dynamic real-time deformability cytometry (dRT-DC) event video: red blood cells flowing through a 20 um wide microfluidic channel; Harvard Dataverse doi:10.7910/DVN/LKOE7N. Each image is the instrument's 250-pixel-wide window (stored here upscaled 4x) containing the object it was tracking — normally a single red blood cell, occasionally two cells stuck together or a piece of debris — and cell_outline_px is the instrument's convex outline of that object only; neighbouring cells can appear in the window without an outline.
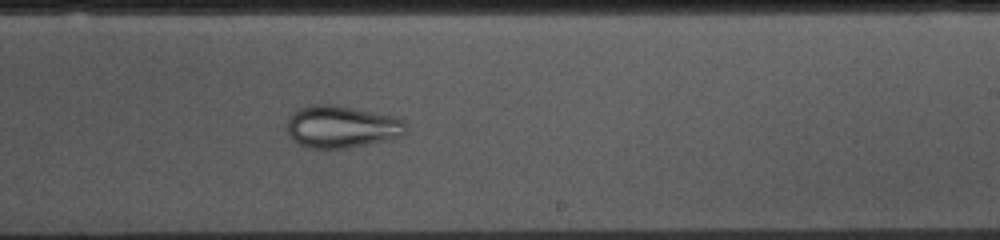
{"species": "common noctule bat (a hibernating species)", "species_latin": "Nyctalus noctula", "temperature_condition": "cold", "stored_images_in_passage": 53, "camera_frame_rate_fps": 3000, "um_per_image_px": 0.085, "animal": {"sex": "female", "body_mass_g": 10.0, "forearm_length_mm": 53.1}, "frame": {"image": 1, "passage_image": 31, "time_ms": 10.0, "image_size_px": [1000, 240], "cell_outline_px": [[408, 128], [404, 136], [344, 148], [308, 148], [292, 140], [288, 132], [288, 120], [292, 112], [296, 108], [312, 104], [336, 104], [392, 116], [404, 120], [408, 124]], "centroid_in_image_um": [29.03, 10.75], "position_along_channel_um": 260.0, "area_um2": 29.36}}
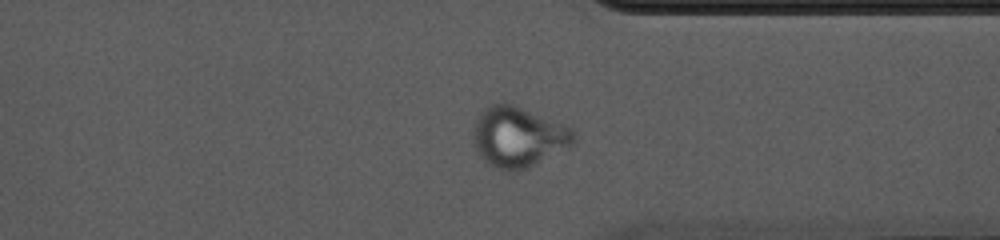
{"frame": {"image": 2, "passage_image": 40, "time_ms": 13.0, "image_size_px": [1000, 240], "cell_outline_px": [[576, 140], [572, 148], [520, 172], [508, 172], [496, 168], [488, 164], [476, 148], [476, 120], [480, 112], [484, 108], [492, 104], [512, 104], [564, 124], [572, 128], [576, 132]], "centroid_in_image_um": [44.16, 11.69], "position_along_channel_um": 367.2, "area_um2": 35.49}}
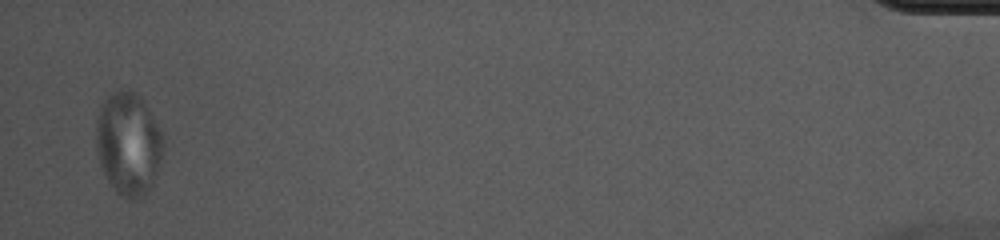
{"frame": {"image": 3, "passage_image": 52, "time_ms": 17.0, "image_size_px": [1000, 240], "cell_outline_px": [[164, 148], [152, 184], [136, 200], [120, 196], [116, 192], [108, 180], [100, 164], [96, 148], [96, 128], [100, 112], [104, 100], [112, 92], [120, 88], [128, 88], [136, 92], [140, 96], [156, 124], [164, 140]], "centroid_in_image_um": [10.9, 12.19], "position_along_channel_um": 424.3, "area_um2": 39.65}}